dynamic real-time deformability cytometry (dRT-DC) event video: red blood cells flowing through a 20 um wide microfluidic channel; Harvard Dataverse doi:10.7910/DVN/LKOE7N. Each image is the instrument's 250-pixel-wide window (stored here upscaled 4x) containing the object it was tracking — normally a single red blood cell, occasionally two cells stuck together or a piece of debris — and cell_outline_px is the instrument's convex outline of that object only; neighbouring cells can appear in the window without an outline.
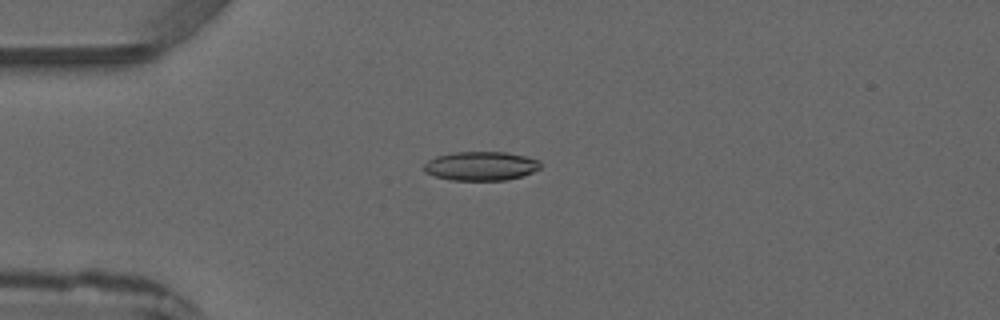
{"species": "common noctule bat (a hibernating species)", "species_latin": "Nyctalus noctula", "temperature_condition": "warm", "stored_images_in_passage": 3, "camera_frame_rate_fps": 3000, "um_per_image_px": 0.085, "animal": {"sex": "male", "forearm_length_mm": 52.5}, "frame": {"image": 1, "passage_image": 3, "time_ms": 2.333, "image_size_px": [1000, 320], "cell_outline_px": [[540, 168], [524, 176], [504, 180], [452, 180], [436, 176], [424, 172], [424, 164], [428, 160], [436, 156], [456, 152], [504, 152], [524, 156], [540, 160]], "centroid_in_image_um": [40.88, 14.11], "position_along_channel_um": 44.1, "area_um2": 19.59}}